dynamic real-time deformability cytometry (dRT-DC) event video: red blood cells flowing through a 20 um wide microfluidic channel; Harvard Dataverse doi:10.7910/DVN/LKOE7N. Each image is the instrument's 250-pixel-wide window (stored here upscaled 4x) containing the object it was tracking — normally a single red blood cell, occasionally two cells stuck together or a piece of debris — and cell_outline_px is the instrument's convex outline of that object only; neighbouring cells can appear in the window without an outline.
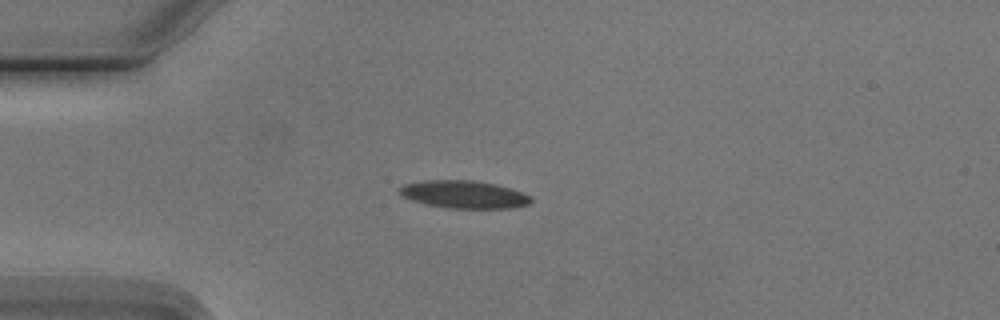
{"species": "Egyptian fruit bat (a non-hibernating species)", "species_latin": "Rousettus aegyptiacus", "temperature_condition": "cold", "stored_images_in_passage": 7, "camera_frame_rate_fps": 3000, "um_per_image_px": 0.085, "animal": {"sex": "male"}, "frame": {"image": 1, "passage_image": 4, "time_ms": 3.667, "image_size_px": [1000, 320], "cell_outline_px": [[532, 200], [528, 204], [508, 208], [448, 208], [424, 204], [400, 196], [400, 188], [404, 184], [424, 180], [472, 180], [496, 184], [532, 196]], "centroid_in_image_um": [39.4, 16.52], "position_along_channel_um": 45.6, "area_um2": 21.1}}
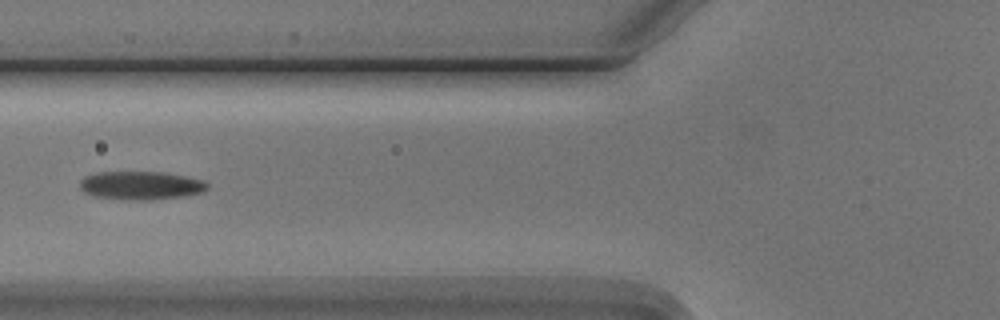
{"frame": {"image": 2, "passage_image": 6, "time_ms": 6.0, "image_size_px": [1000, 320], "cell_outline_px": [[208, 188], [204, 192], [184, 196], [152, 200], [128, 200], [92, 196], [84, 192], [80, 188], [80, 180], [84, 176], [96, 172], [164, 172], [204, 180], [208, 184]], "centroid_in_image_um": [11.97, 15.77], "position_along_channel_um": 113.8, "area_um2": 21.33}}
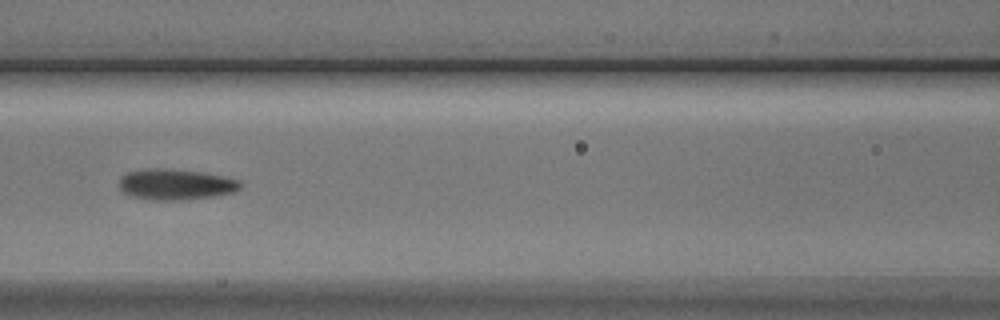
{"frame": {"image": 3, "passage_image": 7, "time_ms": 7.0, "image_size_px": [1000, 320], "cell_outline_px": [[240, 188], [232, 192], [212, 196], [180, 200], [144, 200], [132, 196], [124, 192], [120, 188], [120, 176], [128, 172], [148, 168], [164, 168], [200, 172], [220, 176], [236, 180], [240, 184]], "centroid_in_image_um": [14.84, 15.68], "position_along_channel_um": 151.8, "area_um2": 21.44}}